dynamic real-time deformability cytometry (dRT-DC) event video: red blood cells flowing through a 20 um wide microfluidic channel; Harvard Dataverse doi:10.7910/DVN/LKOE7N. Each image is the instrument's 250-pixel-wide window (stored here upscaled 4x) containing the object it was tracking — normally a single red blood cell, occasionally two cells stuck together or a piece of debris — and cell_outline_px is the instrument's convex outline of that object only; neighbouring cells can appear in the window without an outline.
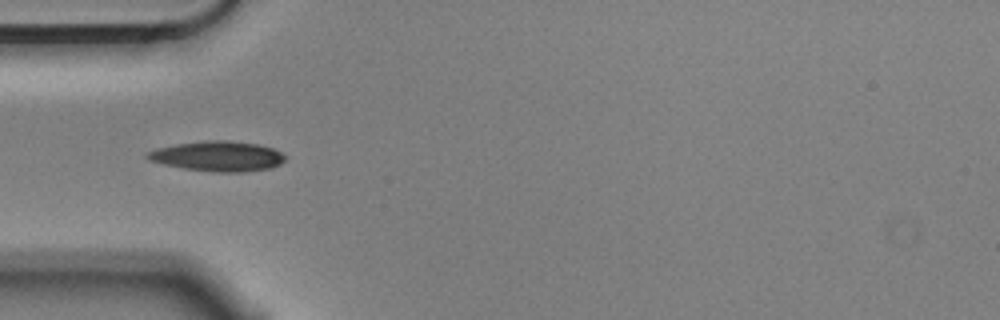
{"species": "Egyptian fruit bat (a non-hibernating species)", "species_latin": "Rousettus aegyptiacus", "temperature_condition": "cold", "stored_images_in_passage": 10, "camera_frame_rate_fps": 3000, "um_per_image_px": 0.085, "animal": {"sex": "male"}, "frame": {"image": 1, "passage_image": 4, "time_ms": 1.0, "image_size_px": [1000, 320], "cell_outline_px": [[284, 160], [280, 164], [272, 168], [244, 172], [212, 172], [184, 168], [164, 164], [148, 160], [144, 156], [148, 152], [156, 148], [176, 144], [204, 140], [228, 140], [256, 144], [272, 148], [280, 152], [284, 156]], "centroid_in_image_um": [18.48, 13.28], "position_along_channel_um": 66.5, "area_um2": 24.16}}